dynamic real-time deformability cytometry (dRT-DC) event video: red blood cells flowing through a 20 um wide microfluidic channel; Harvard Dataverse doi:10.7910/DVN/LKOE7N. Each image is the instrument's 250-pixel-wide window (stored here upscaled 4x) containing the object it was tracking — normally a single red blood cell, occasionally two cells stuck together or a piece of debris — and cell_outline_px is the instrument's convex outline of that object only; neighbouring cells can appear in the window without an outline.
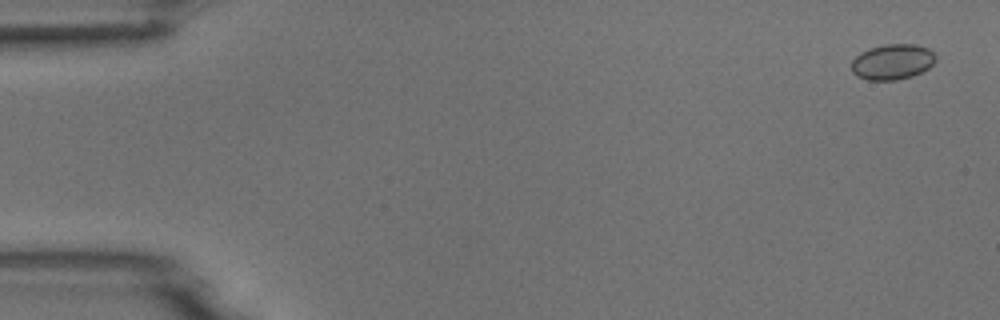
{"species": "common noctule bat (a hibernating species)", "species_latin": "Nyctalus noctula", "temperature_condition": "room temperature", "stored_images_in_passage": 4, "camera_frame_rate_fps": 3000, "um_per_image_px": 0.085, "animal": {"sex": "male", "body_mass_g": 18.8}, "frame": {"image": 1, "passage_image": 1, "time_ms": 0.0, "image_size_px": [1000, 320], "cell_outline_px": [[936, 60], [928, 68], [912, 76], [896, 80], [868, 80], [856, 76], [852, 72], [852, 60], [860, 52], [868, 48], [884, 44], [916, 44], [928, 48], [936, 56]], "centroid_in_image_um": [75.84, 5.25], "position_along_channel_um": 9.2, "area_um2": 17.51}}
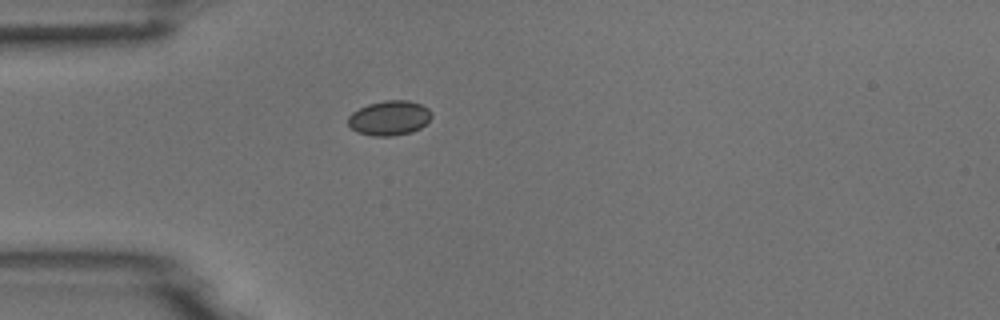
{"frame": {"image": 2, "passage_image": 4, "time_ms": 4.333, "image_size_px": [1000, 320], "cell_outline_px": [[432, 116], [420, 128], [412, 132], [392, 136], [372, 136], [356, 132], [348, 124], [348, 116], [352, 112], [368, 104], [384, 100], [408, 100], [420, 104], [428, 108], [432, 112]], "centroid_in_image_um": [33.09, 10.03], "position_along_channel_um": 51.9, "area_um2": 16.94}}